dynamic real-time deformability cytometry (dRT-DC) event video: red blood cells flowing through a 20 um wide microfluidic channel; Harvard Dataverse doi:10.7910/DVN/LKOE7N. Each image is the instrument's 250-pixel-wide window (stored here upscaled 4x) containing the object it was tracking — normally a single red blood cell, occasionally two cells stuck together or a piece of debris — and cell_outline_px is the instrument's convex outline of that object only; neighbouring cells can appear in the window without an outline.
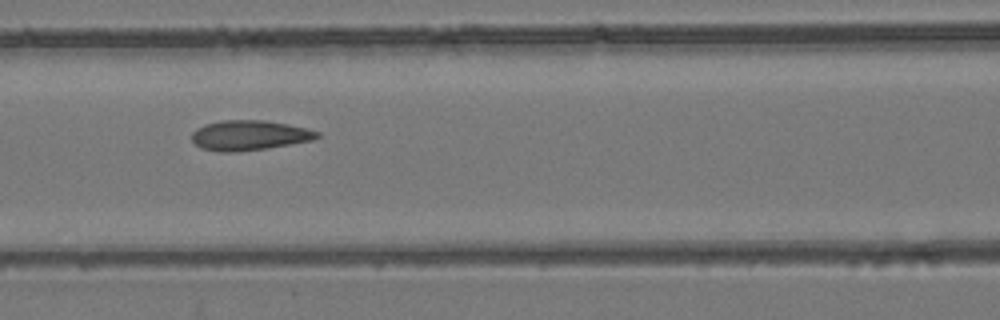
{"species": "common noctule bat (a hibernating species)", "species_latin": "Nyctalus noctula", "temperature_condition": "room temperature", "stored_images_in_passage": 8, "camera_frame_rate_fps": 3000, "um_per_image_px": 0.085, "animal": {"sex": "female", "body_mass_g": 24.6, "forearm_length_mm": 56.2}, "frame": {"image": 1, "passage_image": 6, "time_ms": 1.667, "image_size_px": [1000, 320], "cell_outline_px": [[320, 136], [312, 140], [268, 148], [236, 152], [220, 152], [200, 148], [192, 140], [192, 132], [196, 128], [204, 124], [220, 120], [264, 120], [288, 124], [308, 128], [320, 132]], "centroid_in_image_um": [21.18, 11.5], "position_along_channel_um": 145.4, "area_um2": 22.08}}
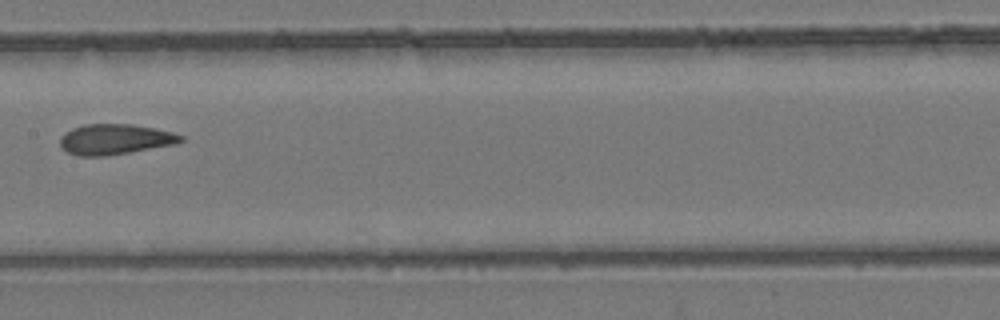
{"frame": {"image": 2, "passage_image": 7, "time_ms": 2.0, "image_size_px": [1000, 320], "cell_outline_px": [[184, 140], [176, 144], [104, 156], [76, 156], [60, 148], [60, 136], [64, 132], [72, 128], [84, 124], [132, 124], [172, 132], [184, 136]], "centroid_in_image_um": [9.73, 11.84], "position_along_channel_um": 197.7, "area_um2": 21.44}}
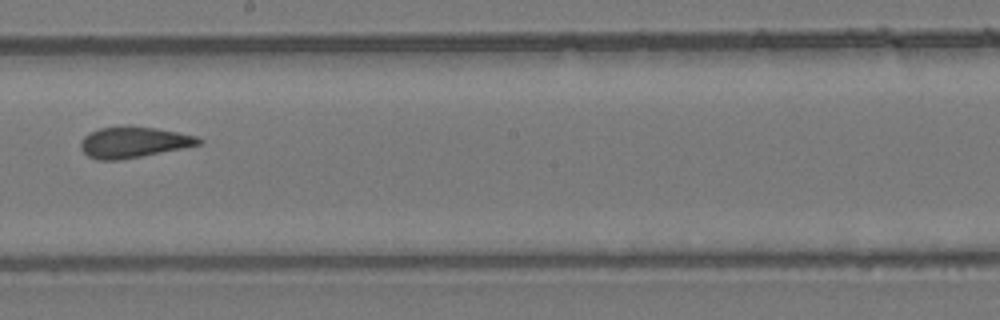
{"frame": {"image": 3, "passage_image": 8, "time_ms": 2.333, "image_size_px": [1000, 320], "cell_outline_px": [[204, 140], [200, 144], [120, 160], [96, 160], [88, 156], [80, 148], [80, 144], [84, 136], [100, 128], [124, 124], [156, 128], [196, 136]], "centroid_in_image_um": [11.3, 12.07], "position_along_channel_um": 236.9, "area_um2": 21.21}}